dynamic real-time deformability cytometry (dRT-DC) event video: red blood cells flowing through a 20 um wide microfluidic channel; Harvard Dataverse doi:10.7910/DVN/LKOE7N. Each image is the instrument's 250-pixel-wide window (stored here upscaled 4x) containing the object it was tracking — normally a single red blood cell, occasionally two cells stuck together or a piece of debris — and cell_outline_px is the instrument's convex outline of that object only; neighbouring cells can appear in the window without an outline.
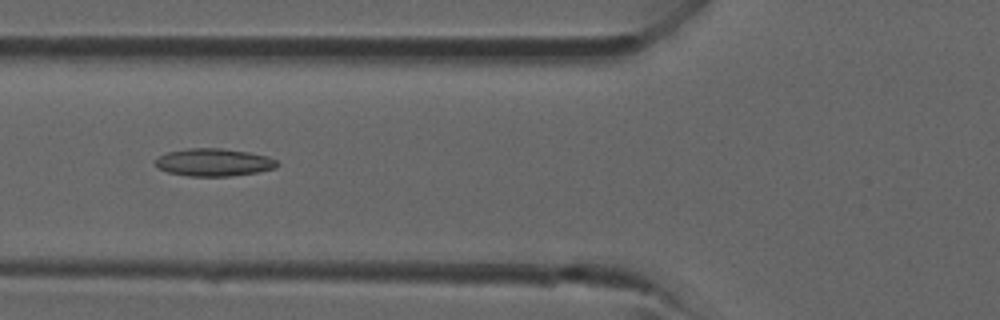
{"species": "common noctule bat (a hibernating species)", "species_latin": "Nyctalus noctula", "temperature_condition": "room temperature", "stored_images_in_passage": 25, "camera_frame_rate_fps": 3000, "um_per_image_px": 0.085, "animal": {"sex": "male", "forearm_length_mm": 52.5}, "frame": {"image": 1, "passage_image": 8, "time_ms": 2.333, "image_size_px": [1000, 320], "cell_outline_px": [[280, 164], [276, 168], [256, 172], [232, 176], [188, 176], [168, 172], [156, 168], [156, 160], [160, 156], [168, 152], [188, 148], [220, 148], [248, 152], [268, 156], [276, 160]], "centroid_in_image_um": [18.19, 13.8], "position_along_channel_um": 107.6, "area_um2": 19.59}}
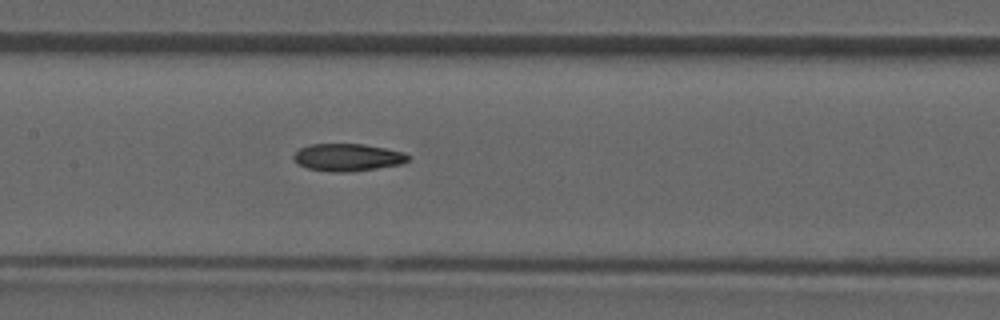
{"frame": {"image": 2, "passage_image": 12, "time_ms": 3.667, "image_size_px": [1000, 320], "cell_outline_px": [[412, 156], [404, 164], [348, 172], [332, 172], [308, 168], [300, 164], [292, 156], [300, 148], [308, 144], [364, 144], [404, 152]], "centroid_in_image_um": [29.59, 13.37], "position_along_channel_um": 177.8, "area_um2": 18.26}}
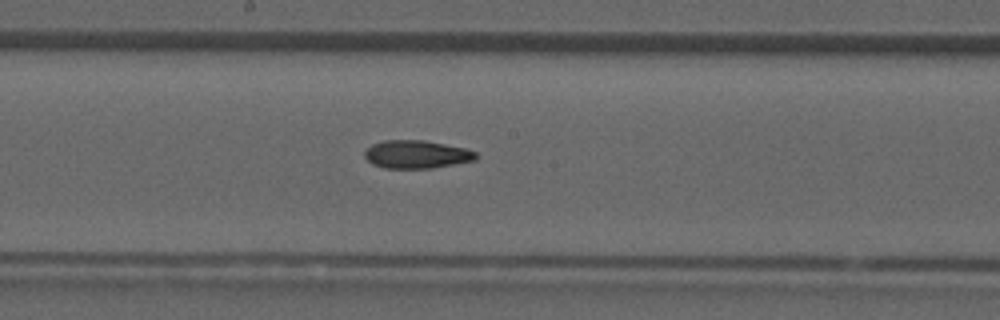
{"frame": {"image": 3, "passage_image": 14, "time_ms": 4.333, "image_size_px": [1000, 320], "cell_outline_px": [[480, 156], [476, 160], [432, 168], [384, 168], [372, 164], [364, 156], [364, 152], [372, 144], [384, 140], [424, 140], [464, 148], [476, 152]], "centroid_in_image_um": [35.41, 13.12], "position_along_channel_um": 212.8, "area_um2": 18.21}}